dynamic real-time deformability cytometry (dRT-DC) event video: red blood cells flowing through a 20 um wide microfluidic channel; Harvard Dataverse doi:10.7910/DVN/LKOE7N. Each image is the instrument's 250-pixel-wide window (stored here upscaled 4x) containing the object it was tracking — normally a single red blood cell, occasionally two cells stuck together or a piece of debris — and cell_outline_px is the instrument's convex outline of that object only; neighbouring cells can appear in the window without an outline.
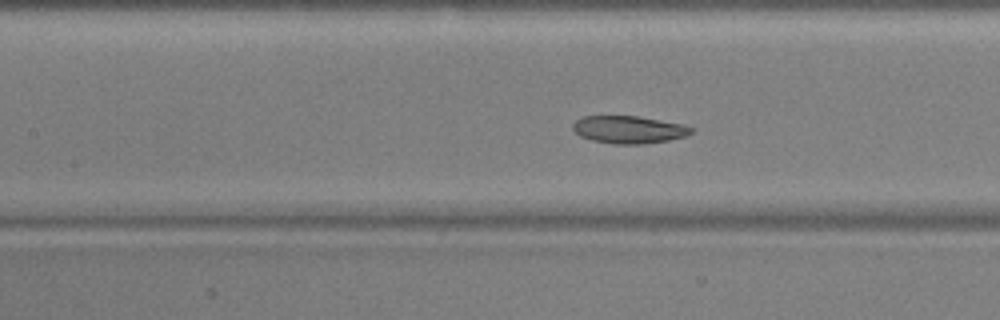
{"species": "common noctule bat (a hibernating species)", "species_latin": "Nyctalus noctula", "temperature_condition": "warm", "stored_images_in_passage": 12, "camera_frame_rate_fps": 3000, "um_per_image_px": 0.085, "animal": {"sex": "male", "body_mass_g": 17.9, "forearm_length_mm": 54.2}, "frame": {"image": 1, "passage_image": 9, "time_ms": 2.667, "image_size_px": [1000, 320], "cell_outline_px": [[696, 128], [692, 132], [684, 136], [668, 140], [644, 144], [612, 144], [592, 140], [580, 136], [572, 128], [572, 124], [576, 120], [584, 116], [636, 116], [684, 124]], "centroid_in_image_um": [53.45, 11.02], "position_along_channel_um": 153.9, "area_um2": 19.02}}